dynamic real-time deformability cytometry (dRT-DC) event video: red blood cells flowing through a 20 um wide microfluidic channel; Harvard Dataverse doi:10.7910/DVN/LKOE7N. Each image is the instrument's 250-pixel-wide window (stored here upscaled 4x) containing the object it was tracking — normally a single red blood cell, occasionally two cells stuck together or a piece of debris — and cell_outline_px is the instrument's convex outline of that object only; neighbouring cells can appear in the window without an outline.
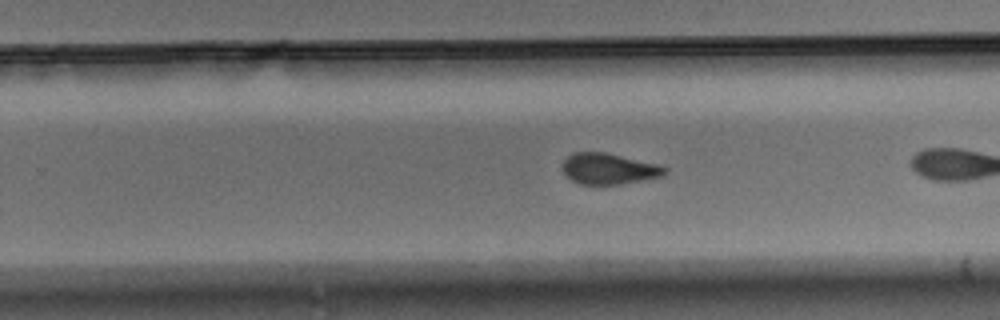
{"species": "Egyptian fruit bat (a non-hibernating species)", "species_latin": "Rousettus aegyptiacus", "temperature_condition": "warm", "stored_images_in_passage": 25, "camera_frame_rate_fps": 3000, "um_per_image_px": 0.085, "animal": {"sex": "male"}, "frame": {"image": 1, "passage_image": 18, "time_ms": 5.667, "image_size_px": [1000, 320], "cell_outline_px": [[668, 172], [664, 176], [620, 184], [580, 184], [572, 180], [564, 172], [564, 160], [572, 152], [604, 152], [660, 164], [668, 168]], "centroid_in_image_um": [51.81, 14.34], "position_along_channel_um": 278.0, "area_um2": 18.44}}